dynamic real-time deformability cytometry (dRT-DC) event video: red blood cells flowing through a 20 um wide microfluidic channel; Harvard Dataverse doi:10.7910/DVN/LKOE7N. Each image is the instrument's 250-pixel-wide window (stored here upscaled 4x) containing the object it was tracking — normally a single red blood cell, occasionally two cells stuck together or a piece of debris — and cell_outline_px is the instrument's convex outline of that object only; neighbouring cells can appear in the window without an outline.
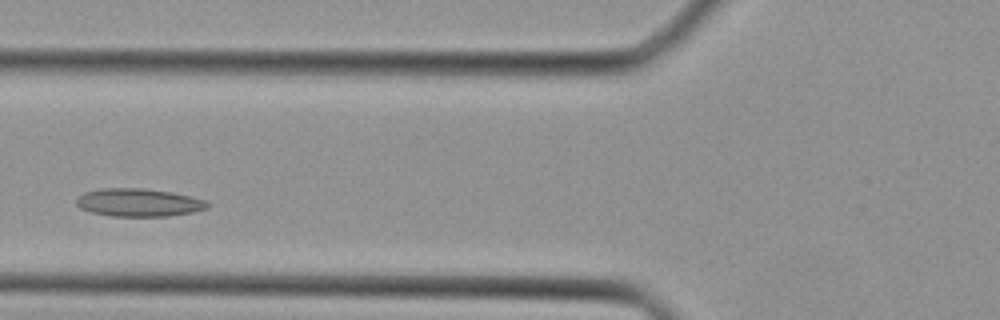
{"species": "Egyptian fruit bat (a non-hibernating species)", "species_latin": "Rousettus aegyptiacus", "temperature_condition": "cold", "stored_images_in_passage": 33, "camera_frame_rate_fps": 3000, "um_per_image_px": 0.085, "animal": {"sex": "female"}, "frame": {"image": 1, "passage_image": 8, "time_ms": 2.333, "image_size_px": [1000, 320], "cell_outline_px": [[212, 204], [208, 208], [192, 212], [168, 216], [112, 216], [92, 212], [80, 208], [76, 204], [76, 200], [84, 192], [104, 188], [140, 188], [168, 192], [188, 196], [204, 200]], "centroid_in_image_um": [11.78, 17.22], "position_along_channel_um": 114.0, "area_um2": 21.1}}
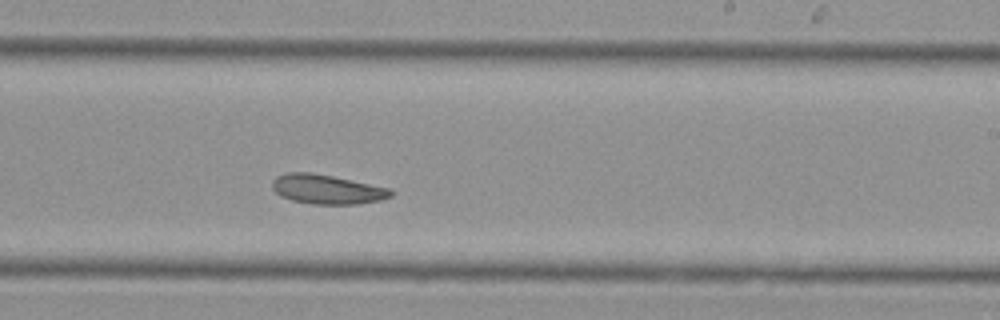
{"frame": {"image": 2, "passage_image": 17, "time_ms": 5.333, "image_size_px": [1000, 320], "cell_outline_px": [[392, 196], [380, 200], [360, 204], [312, 204], [292, 200], [280, 196], [272, 188], [272, 180], [276, 176], [288, 172], [308, 172], [332, 176], [392, 188]], "centroid_in_image_um": [27.8, 16.09], "position_along_channel_um": 261.2, "area_um2": 20.4}}
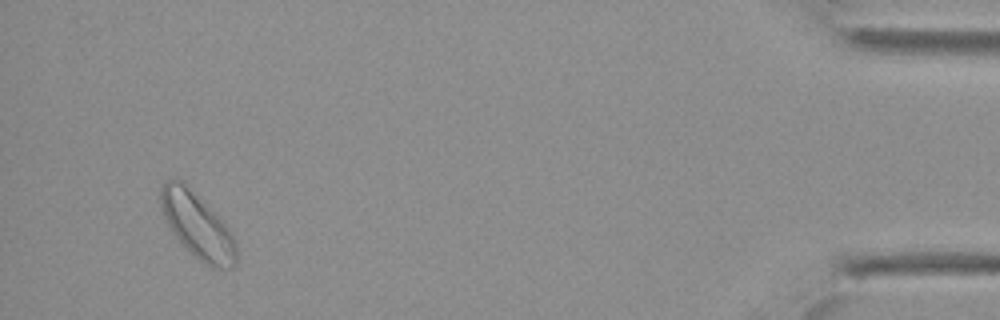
{"frame": {"image": 3, "passage_image": 31, "time_ms": 10.0, "image_size_px": [1000, 320], "cell_outline_px": [[236, 264], [232, 268], [216, 268], [204, 264], [172, 232], [164, 216], [160, 204], [160, 188], [164, 180], [184, 180], [228, 228], [236, 240]], "centroid_in_image_um": [16.77, 19.14], "position_along_channel_um": 418.4, "area_um2": 28.38}}